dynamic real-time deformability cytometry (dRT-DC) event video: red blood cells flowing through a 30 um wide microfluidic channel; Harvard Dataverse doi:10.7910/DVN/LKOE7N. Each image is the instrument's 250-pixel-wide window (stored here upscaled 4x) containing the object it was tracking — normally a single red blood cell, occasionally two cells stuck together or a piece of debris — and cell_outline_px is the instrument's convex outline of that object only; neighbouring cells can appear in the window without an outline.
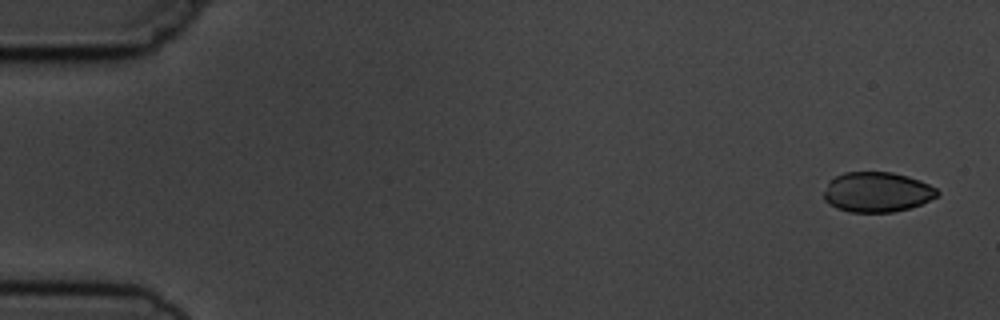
{"species": "common noctule bat (a hibernating species)", "species_latin": "Nyctalus noctula", "temperature_condition": "cold", "stored_images_in_passage": 5, "camera_frame_rate_fps": 3000, "um_per_image_px": 0.085, "animal": {"sex": "male", "body_mass_g": 19.5, "forearm_length_mm": 54.6}, "frame": {"image": 1, "passage_image": 1, "time_ms": 0.0, "image_size_px": [1000, 320], "cell_outline_px": [[940, 192], [936, 196], [920, 204], [908, 208], [892, 212], [848, 212], [836, 208], [828, 204], [824, 200], [824, 192], [828, 180], [844, 172], [892, 172], [908, 176], [920, 180], [936, 188]], "centroid_in_image_um": [74.5, 16.32], "position_along_channel_um": 10.5, "area_um2": 26.53}}
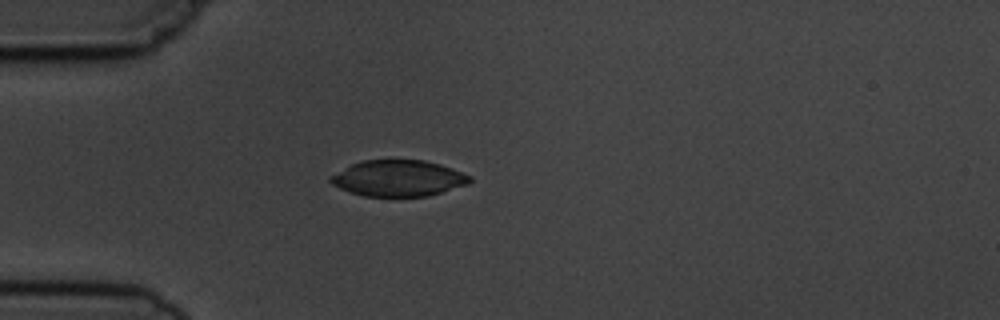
{"frame": {"image": 2, "passage_image": 4, "time_ms": 4.333, "image_size_px": [1000, 320], "cell_outline_px": [[472, 180], [468, 184], [428, 196], [364, 196], [340, 188], [332, 184], [328, 180], [328, 176], [360, 160], [424, 160], [440, 164], [452, 168], [472, 176]], "centroid_in_image_um": [33.86, 15.14], "position_along_channel_um": 51.1, "area_um2": 29.3}}